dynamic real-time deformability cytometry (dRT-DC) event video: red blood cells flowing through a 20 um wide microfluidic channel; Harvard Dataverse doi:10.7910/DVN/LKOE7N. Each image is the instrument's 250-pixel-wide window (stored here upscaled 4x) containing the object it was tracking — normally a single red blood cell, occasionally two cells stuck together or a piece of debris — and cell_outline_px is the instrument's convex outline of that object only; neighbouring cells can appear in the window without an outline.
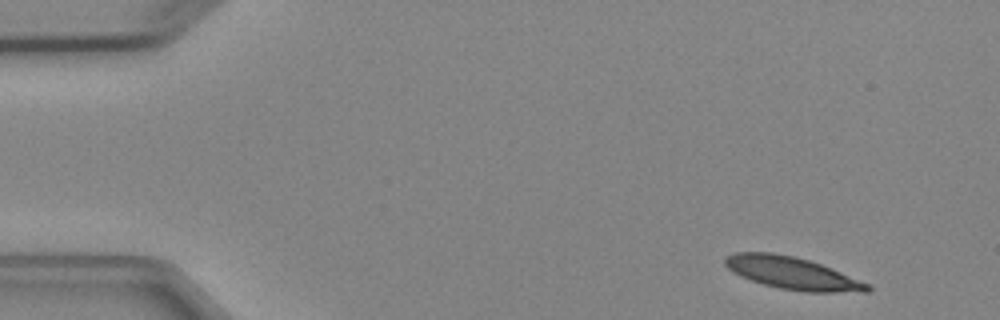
{"species": "Egyptian fruit bat (a non-hibernating species)", "species_latin": "Rousettus aegyptiacus", "temperature_condition": "cold", "stored_images_in_passage": 3, "camera_frame_rate_fps": 3000, "um_per_image_px": 0.085, "animal": {"sex": "female"}, "frame": {"image": 1, "passage_image": 1, "time_ms": 0.0, "image_size_px": [1000, 320], "cell_outline_px": [[872, 288], [868, 292], [804, 292], [780, 288], [764, 284], [740, 276], [732, 272], [724, 264], [724, 256], [736, 252], [772, 252], [792, 256], [808, 260], [832, 268], [872, 284]], "centroid_in_image_um": [67.37, 23.22], "position_along_channel_um": 17.6, "area_um2": 26.99}}
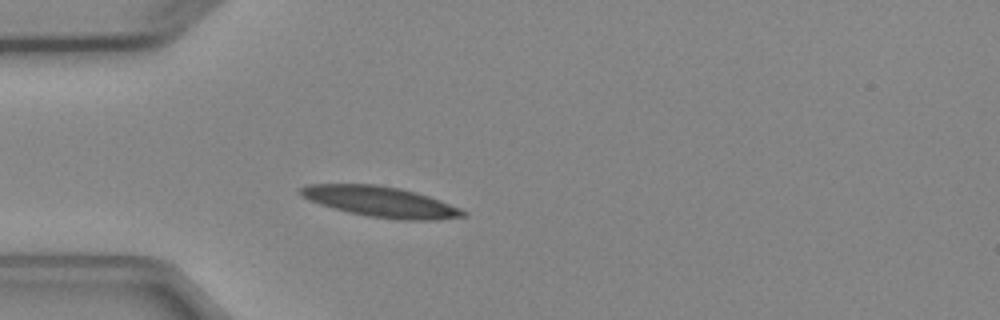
{"frame": {"image": 2, "passage_image": 3, "time_ms": 3.333, "image_size_px": [1000, 320], "cell_outline_px": [[468, 212], [464, 216], [436, 220], [400, 220], [368, 216], [348, 212], [332, 208], [308, 200], [300, 196], [296, 192], [300, 188], [308, 184], [376, 184], [400, 188], [416, 192], [440, 200], [460, 208]], "centroid_in_image_um": [32.32, 17.14], "position_along_channel_um": 52.7, "area_um2": 29.07}}